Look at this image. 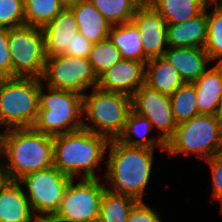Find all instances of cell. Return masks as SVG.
<instances>
[{
  "label": "cell",
  "instance_id": "7402d4cb",
  "mask_svg": "<svg viewBox=\"0 0 222 222\" xmlns=\"http://www.w3.org/2000/svg\"><path fill=\"white\" fill-rule=\"evenodd\" d=\"M153 127L150 120L132 109L127 116L123 133L118 140L128 146L145 147L155 150L156 147L166 151V144L157 137H148ZM135 138H133V137Z\"/></svg>",
  "mask_w": 222,
  "mask_h": 222
},
{
  "label": "cell",
  "instance_id": "9c48e42d",
  "mask_svg": "<svg viewBox=\"0 0 222 222\" xmlns=\"http://www.w3.org/2000/svg\"><path fill=\"white\" fill-rule=\"evenodd\" d=\"M71 179L60 207L51 218L55 222H98L100 203L106 184L99 179Z\"/></svg>",
  "mask_w": 222,
  "mask_h": 222
},
{
  "label": "cell",
  "instance_id": "6da1fadb",
  "mask_svg": "<svg viewBox=\"0 0 222 222\" xmlns=\"http://www.w3.org/2000/svg\"><path fill=\"white\" fill-rule=\"evenodd\" d=\"M154 151L145 147L128 146L118 139L109 140L106 166V189L119 195L143 201L149 183Z\"/></svg>",
  "mask_w": 222,
  "mask_h": 222
},
{
  "label": "cell",
  "instance_id": "277c9868",
  "mask_svg": "<svg viewBox=\"0 0 222 222\" xmlns=\"http://www.w3.org/2000/svg\"><path fill=\"white\" fill-rule=\"evenodd\" d=\"M82 116L83 95L41 84L34 130L53 137L77 131L83 128Z\"/></svg>",
  "mask_w": 222,
  "mask_h": 222
},
{
  "label": "cell",
  "instance_id": "d4e9b609",
  "mask_svg": "<svg viewBox=\"0 0 222 222\" xmlns=\"http://www.w3.org/2000/svg\"><path fill=\"white\" fill-rule=\"evenodd\" d=\"M137 201L129 196L105 190L101 203L98 222H127L129 211Z\"/></svg>",
  "mask_w": 222,
  "mask_h": 222
},
{
  "label": "cell",
  "instance_id": "b9f144b4",
  "mask_svg": "<svg viewBox=\"0 0 222 222\" xmlns=\"http://www.w3.org/2000/svg\"><path fill=\"white\" fill-rule=\"evenodd\" d=\"M5 77L0 73V84L4 81Z\"/></svg>",
  "mask_w": 222,
  "mask_h": 222
},
{
  "label": "cell",
  "instance_id": "5bb4252c",
  "mask_svg": "<svg viewBox=\"0 0 222 222\" xmlns=\"http://www.w3.org/2000/svg\"><path fill=\"white\" fill-rule=\"evenodd\" d=\"M146 63L121 59L98 77L97 88L132 96L145 84Z\"/></svg>",
  "mask_w": 222,
  "mask_h": 222
},
{
  "label": "cell",
  "instance_id": "e575fe53",
  "mask_svg": "<svg viewBox=\"0 0 222 222\" xmlns=\"http://www.w3.org/2000/svg\"><path fill=\"white\" fill-rule=\"evenodd\" d=\"M92 45L93 43L87 40L81 33H77L72 38L70 46H67L64 55L88 59Z\"/></svg>",
  "mask_w": 222,
  "mask_h": 222
},
{
  "label": "cell",
  "instance_id": "d6986e66",
  "mask_svg": "<svg viewBox=\"0 0 222 222\" xmlns=\"http://www.w3.org/2000/svg\"><path fill=\"white\" fill-rule=\"evenodd\" d=\"M37 219L18 181H11L0 191V222H35Z\"/></svg>",
  "mask_w": 222,
  "mask_h": 222
},
{
  "label": "cell",
  "instance_id": "603a6c76",
  "mask_svg": "<svg viewBox=\"0 0 222 222\" xmlns=\"http://www.w3.org/2000/svg\"><path fill=\"white\" fill-rule=\"evenodd\" d=\"M108 38L119 49L122 59L148 62L142 47V37L132 22L111 26Z\"/></svg>",
  "mask_w": 222,
  "mask_h": 222
},
{
  "label": "cell",
  "instance_id": "52a82bcc",
  "mask_svg": "<svg viewBox=\"0 0 222 222\" xmlns=\"http://www.w3.org/2000/svg\"><path fill=\"white\" fill-rule=\"evenodd\" d=\"M42 79L5 78L0 84V124L6 129L32 127L39 110Z\"/></svg>",
  "mask_w": 222,
  "mask_h": 222
},
{
  "label": "cell",
  "instance_id": "5b68a950",
  "mask_svg": "<svg viewBox=\"0 0 222 222\" xmlns=\"http://www.w3.org/2000/svg\"><path fill=\"white\" fill-rule=\"evenodd\" d=\"M222 150V116L197 115L177 125L166 143L169 156L194 153L205 161Z\"/></svg>",
  "mask_w": 222,
  "mask_h": 222
},
{
  "label": "cell",
  "instance_id": "f546056e",
  "mask_svg": "<svg viewBox=\"0 0 222 222\" xmlns=\"http://www.w3.org/2000/svg\"><path fill=\"white\" fill-rule=\"evenodd\" d=\"M213 10L208 13V33L204 49L211 62L222 61V12L213 4Z\"/></svg>",
  "mask_w": 222,
  "mask_h": 222
},
{
  "label": "cell",
  "instance_id": "d590c367",
  "mask_svg": "<svg viewBox=\"0 0 222 222\" xmlns=\"http://www.w3.org/2000/svg\"><path fill=\"white\" fill-rule=\"evenodd\" d=\"M4 159L1 157L0 162V191L4 189L12 180L9 173L4 165Z\"/></svg>",
  "mask_w": 222,
  "mask_h": 222
},
{
  "label": "cell",
  "instance_id": "7a4b0ae2",
  "mask_svg": "<svg viewBox=\"0 0 222 222\" xmlns=\"http://www.w3.org/2000/svg\"><path fill=\"white\" fill-rule=\"evenodd\" d=\"M109 139L84 128L53 137L54 167L66 176L76 179H98L95 169L107 159Z\"/></svg>",
  "mask_w": 222,
  "mask_h": 222
},
{
  "label": "cell",
  "instance_id": "2e32d148",
  "mask_svg": "<svg viewBox=\"0 0 222 222\" xmlns=\"http://www.w3.org/2000/svg\"><path fill=\"white\" fill-rule=\"evenodd\" d=\"M163 56L177 70L184 83L195 82L211 62L206 50L201 47H168Z\"/></svg>",
  "mask_w": 222,
  "mask_h": 222
},
{
  "label": "cell",
  "instance_id": "4316f807",
  "mask_svg": "<svg viewBox=\"0 0 222 222\" xmlns=\"http://www.w3.org/2000/svg\"><path fill=\"white\" fill-rule=\"evenodd\" d=\"M170 97L174 119L178 124L200 115L194 83H183Z\"/></svg>",
  "mask_w": 222,
  "mask_h": 222
},
{
  "label": "cell",
  "instance_id": "8d00e7d4",
  "mask_svg": "<svg viewBox=\"0 0 222 222\" xmlns=\"http://www.w3.org/2000/svg\"><path fill=\"white\" fill-rule=\"evenodd\" d=\"M222 12V0H210Z\"/></svg>",
  "mask_w": 222,
  "mask_h": 222
},
{
  "label": "cell",
  "instance_id": "ab89813d",
  "mask_svg": "<svg viewBox=\"0 0 222 222\" xmlns=\"http://www.w3.org/2000/svg\"><path fill=\"white\" fill-rule=\"evenodd\" d=\"M215 65L220 69L221 80H222V61L215 62Z\"/></svg>",
  "mask_w": 222,
  "mask_h": 222
},
{
  "label": "cell",
  "instance_id": "836d02e7",
  "mask_svg": "<svg viewBox=\"0 0 222 222\" xmlns=\"http://www.w3.org/2000/svg\"><path fill=\"white\" fill-rule=\"evenodd\" d=\"M0 73L12 78V63L8 43V29L0 28Z\"/></svg>",
  "mask_w": 222,
  "mask_h": 222
},
{
  "label": "cell",
  "instance_id": "f1b7e54d",
  "mask_svg": "<svg viewBox=\"0 0 222 222\" xmlns=\"http://www.w3.org/2000/svg\"><path fill=\"white\" fill-rule=\"evenodd\" d=\"M122 59L119 49L109 38L92 45L88 60L97 78Z\"/></svg>",
  "mask_w": 222,
  "mask_h": 222
},
{
  "label": "cell",
  "instance_id": "8fae6325",
  "mask_svg": "<svg viewBox=\"0 0 222 222\" xmlns=\"http://www.w3.org/2000/svg\"><path fill=\"white\" fill-rule=\"evenodd\" d=\"M42 81L50 88L84 95L86 89L97 87L98 78L87 58L62 54L46 58Z\"/></svg>",
  "mask_w": 222,
  "mask_h": 222
},
{
  "label": "cell",
  "instance_id": "d6a6232c",
  "mask_svg": "<svg viewBox=\"0 0 222 222\" xmlns=\"http://www.w3.org/2000/svg\"><path fill=\"white\" fill-rule=\"evenodd\" d=\"M144 201H137L129 211L127 222H163L155 209Z\"/></svg>",
  "mask_w": 222,
  "mask_h": 222
},
{
  "label": "cell",
  "instance_id": "7bdbcfd3",
  "mask_svg": "<svg viewBox=\"0 0 222 222\" xmlns=\"http://www.w3.org/2000/svg\"><path fill=\"white\" fill-rule=\"evenodd\" d=\"M141 3H149L150 0H139Z\"/></svg>",
  "mask_w": 222,
  "mask_h": 222
},
{
  "label": "cell",
  "instance_id": "f35d334b",
  "mask_svg": "<svg viewBox=\"0 0 222 222\" xmlns=\"http://www.w3.org/2000/svg\"><path fill=\"white\" fill-rule=\"evenodd\" d=\"M35 222H55L49 218H38Z\"/></svg>",
  "mask_w": 222,
  "mask_h": 222
},
{
  "label": "cell",
  "instance_id": "4fadbf2b",
  "mask_svg": "<svg viewBox=\"0 0 222 222\" xmlns=\"http://www.w3.org/2000/svg\"><path fill=\"white\" fill-rule=\"evenodd\" d=\"M142 37L144 55L148 59L163 56L167 50V23L150 3H142L132 21Z\"/></svg>",
  "mask_w": 222,
  "mask_h": 222
},
{
  "label": "cell",
  "instance_id": "484cf974",
  "mask_svg": "<svg viewBox=\"0 0 222 222\" xmlns=\"http://www.w3.org/2000/svg\"><path fill=\"white\" fill-rule=\"evenodd\" d=\"M102 16L113 26L131 22L139 0H88Z\"/></svg>",
  "mask_w": 222,
  "mask_h": 222
},
{
  "label": "cell",
  "instance_id": "4dcf8cb0",
  "mask_svg": "<svg viewBox=\"0 0 222 222\" xmlns=\"http://www.w3.org/2000/svg\"><path fill=\"white\" fill-rule=\"evenodd\" d=\"M25 25L24 0H0V28Z\"/></svg>",
  "mask_w": 222,
  "mask_h": 222
},
{
  "label": "cell",
  "instance_id": "44dd1931",
  "mask_svg": "<svg viewBox=\"0 0 222 222\" xmlns=\"http://www.w3.org/2000/svg\"><path fill=\"white\" fill-rule=\"evenodd\" d=\"M183 83L177 70L164 56L149 59L146 63L145 85L149 88L170 96Z\"/></svg>",
  "mask_w": 222,
  "mask_h": 222
},
{
  "label": "cell",
  "instance_id": "ba28073f",
  "mask_svg": "<svg viewBox=\"0 0 222 222\" xmlns=\"http://www.w3.org/2000/svg\"><path fill=\"white\" fill-rule=\"evenodd\" d=\"M12 77L42 79L45 64V44L42 28L21 26L8 29Z\"/></svg>",
  "mask_w": 222,
  "mask_h": 222
},
{
  "label": "cell",
  "instance_id": "e0dca14e",
  "mask_svg": "<svg viewBox=\"0 0 222 222\" xmlns=\"http://www.w3.org/2000/svg\"><path fill=\"white\" fill-rule=\"evenodd\" d=\"M199 114L222 116V80L220 69L213 65L193 82Z\"/></svg>",
  "mask_w": 222,
  "mask_h": 222
},
{
  "label": "cell",
  "instance_id": "3957f363",
  "mask_svg": "<svg viewBox=\"0 0 222 222\" xmlns=\"http://www.w3.org/2000/svg\"><path fill=\"white\" fill-rule=\"evenodd\" d=\"M0 156L12 181L54 166L53 136L32 127L5 129Z\"/></svg>",
  "mask_w": 222,
  "mask_h": 222
},
{
  "label": "cell",
  "instance_id": "83f0119b",
  "mask_svg": "<svg viewBox=\"0 0 222 222\" xmlns=\"http://www.w3.org/2000/svg\"><path fill=\"white\" fill-rule=\"evenodd\" d=\"M64 8L60 0H24L25 25L43 28Z\"/></svg>",
  "mask_w": 222,
  "mask_h": 222
},
{
  "label": "cell",
  "instance_id": "74e56055",
  "mask_svg": "<svg viewBox=\"0 0 222 222\" xmlns=\"http://www.w3.org/2000/svg\"><path fill=\"white\" fill-rule=\"evenodd\" d=\"M65 6L75 4L78 0H60Z\"/></svg>",
  "mask_w": 222,
  "mask_h": 222
},
{
  "label": "cell",
  "instance_id": "cb8c5ba5",
  "mask_svg": "<svg viewBox=\"0 0 222 222\" xmlns=\"http://www.w3.org/2000/svg\"><path fill=\"white\" fill-rule=\"evenodd\" d=\"M149 3L167 24H177L200 15L210 0H150Z\"/></svg>",
  "mask_w": 222,
  "mask_h": 222
},
{
  "label": "cell",
  "instance_id": "8992f818",
  "mask_svg": "<svg viewBox=\"0 0 222 222\" xmlns=\"http://www.w3.org/2000/svg\"><path fill=\"white\" fill-rule=\"evenodd\" d=\"M91 90L83 95V116L92 124L83 121V128L109 140L118 139L132 109L131 97L123 93L103 91L97 87Z\"/></svg>",
  "mask_w": 222,
  "mask_h": 222
},
{
  "label": "cell",
  "instance_id": "60d3db41",
  "mask_svg": "<svg viewBox=\"0 0 222 222\" xmlns=\"http://www.w3.org/2000/svg\"><path fill=\"white\" fill-rule=\"evenodd\" d=\"M3 137H4V131H3V133L0 132V147H2V144H3Z\"/></svg>",
  "mask_w": 222,
  "mask_h": 222
},
{
  "label": "cell",
  "instance_id": "7c38bea8",
  "mask_svg": "<svg viewBox=\"0 0 222 222\" xmlns=\"http://www.w3.org/2000/svg\"><path fill=\"white\" fill-rule=\"evenodd\" d=\"M131 107L134 112L148 118L153 129L158 128V137L165 144L173 137L177 123L173 116L169 95L162 94L144 84L131 96Z\"/></svg>",
  "mask_w": 222,
  "mask_h": 222
},
{
  "label": "cell",
  "instance_id": "30bf717a",
  "mask_svg": "<svg viewBox=\"0 0 222 222\" xmlns=\"http://www.w3.org/2000/svg\"><path fill=\"white\" fill-rule=\"evenodd\" d=\"M71 179L53 166L27 174L18 182L28 190L26 196L34 215L51 219L58 211Z\"/></svg>",
  "mask_w": 222,
  "mask_h": 222
},
{
  "label": "cell",
  "instance_id": "ac0fdd59",
  "mask_svg": "<svg viewBox=\"0 0 222 222\" xmlns=\"http://www.w3.org/2000/svg\"><path fill=\"white\" fill-rule=\"evenodd\" d=\"M208 33L207 7L197 17L177 24H167L169 47H205Z\"/></svg>",
  "mask_w": 222,
  "mask_h": 222
},
{
  "label": "cell",
  "instance_id": "1f68e13d",
  "mask_svg": "<svg viewBox=\"0 0 222 222\" xmlns=\"http://www.w3.org/2000/svg\"><path fill=\"white\" fill-rule=\"evenodd\" d=\"M206 162L209 164L212 174V197L220 202L222 212V150L218 151Z\"/></svg>",
  "mask_w": 222,
  "mask_h": 222
},
{
  "label": "cell",
  "instance_id": "9a60e30c",
  "mask_svg": "<svg viewBox=\"0 0 222 222\" xmlns=\"http://www.w3.org/2000/svg\"><path fill=\"white\" fill-rule=\"evenodd\" d=\"M42 30L46 57L64 54L72 38L79 33L74 12L69 6H65Z\"/></svg>",
  "mask_w": 222,
  "mask_h": 222
},
{
  "label": "cell",
  "instance_id": "ffe728a7",
  "mask_svg": "<svg viewBox=\"0 0 222 222\" xmlns=\"http://www.w3.org/2000/svg\"><path fill=\"white\" fill-rule=\"evenodd\" d=\"M69 7L74 12L79 33L87 40L95 44L108 38L112 25L88 0H78Z\"/></svg>",
  "mask_w": 222,
  "mask_h": 222
}]
</instances>
